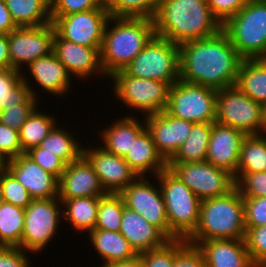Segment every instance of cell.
<instances>
[{"instance_id": "42", "label": "cell", "mask_w": 266, "mask_h": 267, "mask_svg": "<svg viewBox=\"0 0 266 267\" xmlns=\"http://www.w3.org/2000/svg\"><path fill=\"white\" fill-rule=\"evenodd\" d=\"M245 244L252 263L266 267V225L246 228Z\"/></svg>"}, {"instance_id": "9", "label": "cell", "mask_w": 266, "mask_h": 267, "mask_svg": "<svg viewBox=\"0 0 266 267\" xmlns=\"http://www.w3.org/2000/svg\"><path fill=\"white\" fill-rule=\"evenodd\" d=\"M124 70L130 76L171 86L179 80V45L155 35Z\"/></svg>"}, {"instance_id": "23", "label": "cell", "mask_w": 266, "mask_h": 267, "mask_svg": "<svg viewBox=\"0 0 266 267\" xmlns=\"http://www.w3.org/2000/svg\"><path fill=\"white\" fill-rule=\"evenodd\" d=\"M120 233L138 254L159 249L169 241L158 228L127 207L123 209Z\"/></svg>"}, {"instance_id": "47", "label": "cell", "mask_w": 266, "mask_h": 267, "mask_svg": "<svg viewBox=\"0 0 266 267\" xmlns=\"http://www.w3.org/2000/svg\"><path fill=\"white\" fill-rule=\"evenodd\" d=\"M25 153L45 171L50 172L58 179L65 170L66 164L59 157L50 152H43V148L40 146L33 147Z\"/></svg>"}, {"instance_id": "50", "label": "cell", "mask_w": 266, "mask_h": 267, "mask_svg": "<svg viewBox=\"0 0 266 267\" xmlns=\"http://www.w3.org/2000/svg\"><path fill=\"white\" fill-rule=\"evenodd\" d=\"M27 254L20 247L0 246V267H32Z\"/></svg>"}, {"instance_id": "12", "label": "cell", "mask_w": 266, "mask_h": 267, "mask_svg": "<svg viewBox=\"0 0 266 267\" xmlns=\"http://www.w3.org/2000/svg\"><path fill=\"white\" fill-rule=\"evenodd\" d=\"M170 169L201 201L227 194L235 187L228 171L208 161L167 163Z\"/></svg>"}, {"instance_id": "30", "label": "cell", "mask_w": 266, "mask_h": 267, "mask_svg": "<svg viewBox=\"0 0 266 267\" xmlns=\"http://www.w3.org/2000/svg\"><path fill=\"white\" fill-rule=\"evenodd\" d=\"M17 27L52 23L50 0H4Z\"/></svg>"}, {"instance_id": "18", "label": "cell", "mask_w": 266, "mask_h": 267, "mask_svg": "<svg viewBox=\"0 0 266 267\" xmlns=\"http://www.w3.org/2000/svg\"><path fill=\"white\" fill-rule=\"evenodd\" d=\"M101 48L81 46L62 39L56 32L53 36V49L56 57L66 67L68 73L78 80H86L93 75L105 76L101 61Z\"/></svg>"}, {"instance_id": "34", "label": "cell", "mask_w": 266, "mask_h": 267, "mask_svg": "<svg viewBox=\"0 0 266 267\" xmlns=\"http://www.w3.org/2000/svg\"><path fill=\"white\" fill-rule=\"evenodd\" d=\"M37 108L34 109L19 129L20 144L24 153L33 147L39 146L41 141L58 123L54 115L46 114L47 112L44 114Z\"/></svg>"}, {"instance_id": "2", "label": "cell", "mask_w": 266, "mask_h": 267, "mask_svg": "<svg viewBox=\"0 0 266 267\" xmlns=\"http://www.w3.org/2000/svg\"><path fill=\"white\" fill-rule=\"evenodd\" d=\"M153 22L156 36L177 45L222 30L207 0H160Z\"/></svg>"}, {"instance_id": "35", "label": "cell", "mask_w": 266, "mask_h": 267, "mask_svg": "<svg viewBox=\"0 0 266 267\" xmlns=\"http://www.w3.org/2000/svg\"><path fill=\"white\" fill-rule=\"evenodd\" d=\"M24 219L25 209L6 202L0 204V246H20Z\"/></svg>"}, {"instance_id": "11", "label": "cell", "mask_w": 266, "mask_h": 267, "mask_svg": "<svg viewBox=\"0 0 266 267\" xmlns=\"http://www.w3.org/2000/svg\"><path fill=\"white\" fill-rule=\"evenodd\" d=\"M217 91L198 84L177 80L169 89L166 111L179 119L194 123L216 121Z\"/></svg>"}, {"instance_id": "17", "label": "cell", "mask_w": 266, "mask_h": 267, "mask_svg": "<svg viewBox=\"0 0 266 267\" xmlns=\"http://www.w3.org/2000/svg\"><path fill=\"white\" fill-rule=\"evenodd\" d=\"M158 152L168 161L188 138L194 122L179 119L166 110L144 117Z\"/></svg>"}, {"instance_id": "48", "label": "cell", "mask_w": 266, "mask_h": 267, "mask_svg": "<svg viewBox=\"0 0 266 267\" xmlns=\"http://www.w3.org/2000/svg\"><path fill=\"white\" fill-rule=\"evenodd\" d=\"M0 152L9 160L24 154L19 131L0 123Z\"/></svg>"}, {"instance_id": "20", "label": "cell", "mask_w": 266, "mask_h": 267, "mask_svg": "<svg viewBox=\"0 0 266 267\" xmlns=\"http://www.w3.org/2000/svg\"><path fill=\"white\" fill-rule=\"evenodd\" d=\"M246 135L231 126L213 122L206 161L215 167L237 172L241 143Z\"/></svg>"}, {"instance_id": "5", "label": "cell", "mask_w": 266, "mask_h": 267, "mask_svg": "<svg viewBox=\"0 0 266 267\" xmlns=\"http://www.w3.org/2000/svg\"><path fill=\"white\" fill-rule=\"evenodd\" d=\"M155 178L164 198L169 240H186L197 228L201 200L168 168Z\"/></svg>"}, {"instance_id": "38", "label": "cell", "mask_w": 266, "mask_h": 267, "mask_svg": "<svg viewBox=\"0 0 266 267\" xmlns=\"http://www.w3.org/2000/svg\"><path fill=\"white\" fill-rule=\"evenodd\" d=\"M160 0H105L111 17L153 19Z\"/></svg>"}, {"instance_id": "45", "label": "cell", "mask_w": 266, "mask_h": 267, "mask_svg": "<svg viewBox=\"0 0 266 267\" xmlns=\"http://www.w3.org/2000/svg\"><path fill=\"white\" fill-rule=\"evenodd\" d=\"M144 267H173L175 240H169L163 247L140 253Z\"/></svg>"}, {"instance_id": "28", "label": "cell", "mask_w": 266, "mask_h": 267, "mask_svg": "<svg viewBox=\"0 0 266 267\" xmlns=\"http://www.w3.org/2000/svg\"><path fill=\"white\" fill-rule=\"evenodd\" d=\"M100 197L102 196L60 199L64 221L70 223L71 229H74L76 234L78 232L87 234L94 230Z\"/></svg>"}, {"instance_id": "10", "label": "cell", "mask_w": 266, "mask_h": 267, "mask_svg": "<svg viewBox=\"0 0 266 267\" xmlns=\"http://www.w3.org/2000/svg\"><path fill=\"white\" fill-rule=\"evenodd\" d=\"M62 202L58 197L33 199L25 208L24 230L20 248L40 253L57 235L63 217ZM49 242V243H48Z\"/></svg>"}, {"instance_id": "40", "label": "cell", "mask_w": 266, "mask_h": 267, "mask_svg": "<svg viewBox=\"0 0 266 267\" xmlns=\"http://www.w3.org/2000/svg\"><path fill=\"white\" fill-rule=\"evenodd\" d=\"M3 202L25 209L33 200L28 190L8 171L0 174Z\"/></svg>"}, {"instance_id": "19", "label": "cell", "mask_w": 266, "mask_h": 267, "mask_svg": "<svg viewBox=\"0 0 266 267\" xmlns=\"http://www.w3.org/2000/svg\"><path fill=\"white\" fill-rule=\"evenodd\" d=\"M7 171L28 190L32 199L58 197L59 179L26 153L9 160Z\"/></svg>"}, {"instance_id": "4", "label": "cell", "mask_w": 266, "mask_h": 267, "mask_svg": "<svg viewBox=\"0 0 266 267\" xmlns=\"http://www.w3.org/2000/svg\"><path fill=\"white\" fill-rule=\"evenodd\" d=\"M244 202L235 186L227 194L201 201L196 230L186 239L192 245L213 239H245Z\"/></svg>"}, {"instance_id": "26", "label": "cell", "mask_w": 266, "mask_h": 267, "mask_svg": "<svg viewBox=\"0 0 266 267\" xmlns=\"http://www.w3.org/2000/svg\"><path fill=\"white\" fill-rule=\"evenodd\" d=\"M127 115L125 117H120L113 121L111 126L105 127L102 132H100L99 142L103 143L100 147L109 153L115 154L117 156L124 157L125 154L130 150L133 141H135L138 135L146 128L145 119L140 121L137 115ZM102 138V139H101Z\"/></svg>"}, {"instance_id": "25", "label": "cell", "mask_w": 266, "mask_h": 267, "mask_svg": "<svg viewBox=\"0 0 266 267\" xmlns=\"http://www.w3.org/2000/svg\"><path fill=\"white\" fill-rule=\"evenodd\" d=\"M123 158L138 177L147 176L146 174L156 177L168 168L167 161L158 152L146 128L133 141L130 150Z\"/></svg>"}, {"instance_id": "55", "label": "cell", "mask_w": 266, "mask_h": 267, "mask_svg": "<svg viewBox=\"0 0 266 267\" xmlns=\"http://www.w3.org/2000/svg\"><path fill=\"white\" fill-rule=\"evenodd\" d=\"M263 113H264L265 129H266V104L263 106Z\"/></svg>"}, {"instance_id": "44", "label": "cell", "mask_w": 266, "mask_h": 267, "mask_svg": "<svg viewBox=\"0 0 266 267\" xmlns=\"http://www.w3.org/2000/svg\"><path fill=\"white\" fill-rule=\"evenodd\" d=\"M173 267H206L202 251L185 239L175 240V259Z\"/></svg>"}, {"instance_id": "52", "label": "cell", "mask_w": 266, "mask_h": 267, "mask_svg": "<svg viewBox=\"0 0 266 267\" xmlns=\"http://www.w3.org/2000/svg\"><path fill=\"white\" fill-rule=\"evenodd\" d=\"M10 68L8 34H0V69Z\"/></svg>"}, {"instance_id": "36", "label": "cell", "mask_w": 266, "mask_h": 267, "mask_svg": "<svg viewBox=\"0 0 266 267\" xmlns=\"http://www.w3.org/2000/svg\"><path fill=\"white\" fill-rule=\"evenodd\" d=\"M38 100L25 89L15 99L4 101L0 107V123L19 131L34 109L40 107Z\"/></svg>"}, {"instance_id": "54", "label": "cell", "mask_w": 266, "mask_h": 267, "mask_svg": "<svg viewBox=\"0 0 266 267\" xmlns=\"http://www.w3.org/2000/svg\"><path fill=\"white\" fill-rule=\"evenodd\" d=\"M9 159L0 152V174L7 171Z\"/></svg>"}, {"instance_id": "33", "label": "cell", "mask_w": 266, "mask_h": 267, "mask_svg": "<svg viewBox=\"0 0 266 267\" xmlns=\"http://www.w3.org/2000/svg\"><path fill=\"white\" fill-rule=\"evenodd\" d=\"M266 172V133L246 135L241 143L236 173Z\"/></svg>"}, {"instance_id": "6", "label": "cell", "mask_w": 266, "mask_h": 267, "mask_svg": "<svg viewBox=\"0 0 266 267\" xmlns=\"http://www.w3.org/2000/svg\"><path fill=\"white\" fill-rule=\"evenodd\" d=\"M222 29L243 59L266 58V0H249Z\"/></svg>"}, {"instance_id": "43", "label": "cell", "mask_w": 266, "mask_h": 267, "mask_svg": "<svg viewBox=\"0 0 266 267\" xmlns=\"http://www.w3.org/2000/svg\"><path fill=\"white\" fill-rule=\"evenodd\" d=\"M51 21L60 16L74 14L78 12L106 9L105 0H50Z\"/></svg>"}, {"instance_id": "32", "label": "cell", "mask_w": 266, "mask_h": 267, "mask_svg": "<svg viewBox=\"0 0 266 267\" xmlns=\"http://www.w3.org/2000/svg\"><path fill=\"white\" fill-rule=\"evenodd\" d=\"M59 127L56 124L39 146L43 148V152L53 153L68 165L83 156L84 146L74 137L72 131Z\"/></svg>"}, {"instance_id": "31", "label": "cell", "mask_w": 266, "mask_h": 267, "mask_svg": "<svg viewBox=\"0 0 266 267\" xmlns=\"http://www.w3.org/2000/svg\"><path fill=\"white\" fill-rule=\"evenodd\" d=\"M213 123H194L183 145L167 163H192L206 161Z\"/></svg>"}, {"instance_id": "14", "label": "cell", "mask_w": 266, "mask_h": 267, "mask_svg": "<svg viewBox=\"0 0 266 267\" xmlns=\"http://www.w3.org/2000/svg\"><path fill=\"white\" fill-rule=\"evenodd\" d=\"M156 180L152 183L149 182L148 176L138 177L119 194L123 198L125 207L139 213L169 239L166 207L158 179ZM154 182L158 187L153 185Z\"/></svg>"}, {"instance_id": "8", "label": "cell", "mask_w": 266, "mask_h": 267, "mask_svg": "<svg viewBox=\"0 0 266 267\" xmlns=\"http://www.w3.org/2000/svg\"><path fill=\"white\" fill-rule=\"evenodd\" d=\"M216 122L240 130L245 135L266 133L263 106L236 85L217 90Z\"/></svg>"}, {"instance_id": "39", "label": "cell", "mask_w": 266, "mask_h": 267, "mask_svg": "<svg viewBox=\"0 0 266 267\" xmlns=\"http://www.w3.org/2000/svg\"><path fill=\"white\" fill-rule=\"evenodd\" d=\"M23 71L19 72L15 69H0V107L4 101H11L18 97L25 89L34 97H38L39 92L33 89L31 81ZM28 79V80H27Z\"/></svg>"}, {"instance_id": "49", "label": "cell", "mask_w": 266, "mask_h": 267, "mask_svg": "<svg viewBox=\"0 0 266 267\" xmlns=\"http://www.w3.org/2000/svg\"><path fill=\"white\" fill-rule=\"evenodd\" d=\"M248 2L249 0H207L213 15L222 25Z\"/></svg>"}, {"instance_id": "7", "label": "cell", "mask_w": 266, "mask_h": 267, "mask_svg": "<svg viewBox=\"0 0 266 267\" xmlns=\"http://www.w3.org/2000/svg\"><path fill=\"white\" fill-rule=\"evenodd\" d=\"M113 81L115 98L129 109L142 111L143 117L166 110L170 85L166 82L130 76L125 70L108 77Z\"/></svg>"}, {"instance_id": "46", "label": "cell", "mask_w": 266, "mask_h": 267, "mask_svg": "<svg viewBox=\"0 0 266 267\" xmlns=\"http://www.w3.org/2000/svg\"><path fill=\"white\" fill-rule=\"evenodd\" d=\"M245 227L255 228L266 225V197L243 198Z\"/></svg>"}, {"instance_id": "51", "label": "cell", "mask_w": 266, "mask_h": 267, "mask_svg": "<svg viewBox=\"0 0 266 267\" xmlns=\"http://www.w3.org/2000/svg\"><path fill=\"white\" fill-rule=\"evenodd\" d=\"M17 26L13 22L5 1L0 0V34H9Z\"/></svg>"}, {"instance_id": "22", "label": "cell", "mask_w": 266, "mask_h": 267, "mask_svg": "<svg viewBox=\"0 0 266 267\" xmlns=\"http://www.w3.org/2000/svg\"><path fill=\"white\" fill-rule=\"evenodd\" d=\"M27 68L29 76L33 78L30 80H35V84H38L36 86L41 87L42 92L45 91L54 97H63L70 91L73 77L53 51L32 61Z\"/></svg>"}, {"instance_id": "1", "label": "cell", "mask_w": 266, "mask_h": 267, "mask_svg": "<svg viewBox=\"0 0 266 267\" xmlns=\"http://www.w3.org/2000/svg\"><path fill=\"white\" fill-rule=\"evenodd\" d=\"M243 58L225 31L179 45V79L214 90L235 85Z\"/></svg>"}, {"instance_id": "3", "label": "cell", "mask_w": 266, "mask_h": 267, "mask_svg": "<svg viewBox=\"0 0 266 267\" xmlns=\"http://www.w3.org/2000/svg\"><path fill=\"white\" fill-rule=\"evenodd\" d=\"M154 36L155 28L151 18L110 16L100 50L105 77L108 79V76L124 70Z\"/></svg>"}, {"instance_id": "29", "label": "cell", "mask_w": 266, "mask_h": 267, "mask_svg": "<svg viewBox=\"0 0 266 267\" xmlns=\"http://www.w3.org/2000/svg\"><path fill=\"white\" fill-rule=\"evenodd\" d=\"M235 85L262 106L266 104V58L243 59Z\"/></svg>"}, {"instance_id": "16", "label": "cell", "mask_w": 266, "mask_h": 267, "mask_svg": "<svg viewBox=\"0 0 266 267\" xmlns=\"http://www.w3.org/2000/svg\"><path fill=\"white\" fill-rule=\"evenodd\" d=\"M83 146V157L90 163L107 193H120L138 178L123 157L107 152L98 143L92 148Z\"/></svg>"}, {"instance_id": "56", "label": "cell", "mask_w": 266, "mask_h": 267, "mask_svg": "<svg viewBox=\"0 0 266 267\" xmlns=\"http://www.w3.org/2000/svg\"><path fill=\"white\" fill-rule=\"evenodd\" d=\"M3 202V197H2V190H1V185H0V204Z\"/></svg>"}, {"instance_id": "41", "label": "cell", "mask_w": 266, "mask_h": 267, "mask_svg": "<svg viewBox=\"0 0 266 267\" xmlns=\"http://www.w3.org/2000/svg\"><path fill=\"white\" fill-rule=\"evenodd\" d=\"M233 177L243 198L266 197V172L236 173Z\"/></svg>"}, {"instance_id": "27", "label": "cell", "mask_w": 266, "mask_h": 267, "mask_svg": "<svg viewBox=\"0 0 266 267\" xmlns=\"http://www.w3.org/2000/svg\"><path fill=\"white\" fill-rule=\"evenodd\" d=\"M87 236L95 252L104 260L103 264L130 260L139 255L120 231L94 229Z\"/></svg>"}, {"instance_id": "24", "label": "cell", "mask_w": 266, "mask_h": 267, "mask_svg": "<svg viewBox=\"0 0 266 267\" xmlns=\"http://www.w3.org/2000/svg\"><path fill=\"white\" fill-rule=\"evenodd\" d=\"M206 267H256L244 239H213L200 242Z\"/></svg>"}, {"instance_id": "13", "label": "cell", "mask_w": 266, "mask_h": 267, "mask_svg": "<svg viewBox=\"0 0 266 267\" xmlns=\"http://www.w3.org/2000/svg\"><path fill=\"white\" fill-rule=\"evenodd\" d=\"M55 29L52 23L17 27L8 34L10 68L22 72L23 66L52 52Z\"/></svg>"}, {"instance_id": "15", "label": "cell", "mask_w": 266, "mask_h": 267, "mask_svg": "<svg viewBox=\"0 0 266 267\" xmlns=\"http://www.w3.org/2000/svg\"><path fill=\"white\" fill-rule=\"evenodd\" d=\"M109 17L107 9H93L60 16L52 24L62 39L81 46L101 48Z\"/></svg>"}, {"instance_id": "21", "label": "cell", "mask_w": 266, "mask_h": 267, "mask_svg": "<svg viewBox=\"0 0 266 267\" xmlns=\"http://www.w3.org/2000/svg\"><path fill=\"white\" fill-rule=\"evenodd\" d=\"M107 192L90 163L82 156L66 165L58 182V198L104 196Z\"/></svg>"}, {"instance_id": "37", "label": "cell", "mask_w": 266, "mask_h": 267, "mask_svg": "<svg viewBox=\"0 0 266 267\" xmlns=\"http://www.w3.org/2000/svg\"><path fill=\"white\" fill-rule=\"evenodd\" d=\"M124 207L123 198L119 193H107L100 197L94 229L120 231Z\"/></svg>"}, {"instance_id": "53", "label": "cell", "mask_w": 266, "mask_h": 267, "mask_svg": "<svg viewBox=\"0 0 266 267\" xmlns=\"http://www.w3.org/2000/svg\"><path fill=\"white\" fill-rule=\"evenodd\" d=\"M102 267H144V266H143L142 258L139 254L133 259L120 261V262H113L110 264H103Z\"/></svg>"}]
</instances>
